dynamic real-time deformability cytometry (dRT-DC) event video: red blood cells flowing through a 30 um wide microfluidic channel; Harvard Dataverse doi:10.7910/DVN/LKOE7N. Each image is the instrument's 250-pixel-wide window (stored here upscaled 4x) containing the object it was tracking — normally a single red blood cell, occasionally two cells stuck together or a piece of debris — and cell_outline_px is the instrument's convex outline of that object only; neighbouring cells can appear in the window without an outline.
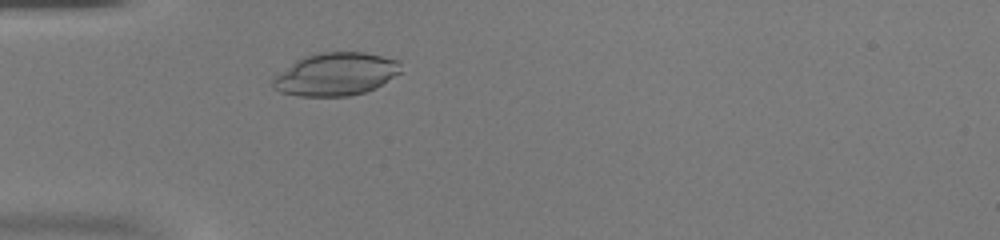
{"species": "common noctule bat (a hibernating species)", "species_latin": "Nyctalus noctula", "temperature_condition": "warm", "stored_images_in_passage": 43, "camera_frame_rate_fps": 3000, "um_per_image_px": 0.085, "animal": {"sex": "female", "body_mass_g": 20.0, "forearm_length_mm": 54.0}, "frame": {"image": 1, "passage_image": 7, "time_ms": 2.0, "image_size_px": [1000, 240], "cell_outline_px": [[404, 72], [376, 88], [364, 92], [348, 96], [296, 96], [280, 92], [272, 88], [272, 76], [296, 60], [304, 56], [320, 52], [364, 52], [400, 60]], "centroid_in_image_um": [28.56, 6.3], "position_along_channel_um": 56.4, "area_um2": 32.6}}
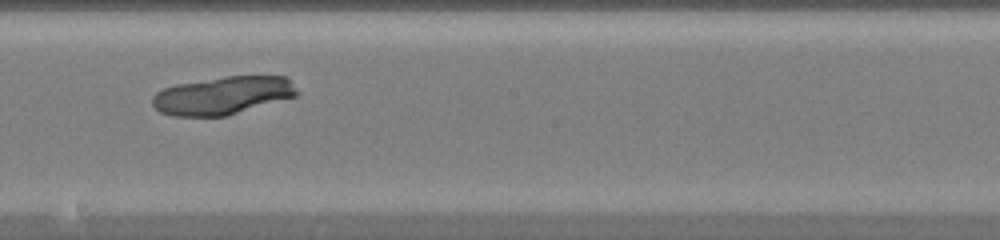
{"frame": {"image": 2, "passage_image": 21, "time_ms": 6.667, "image_size_px": [1000, 240], "cell_outline_px": [[300, 92], [296, 96], [228, 116], [172, 116], [160, 112], [152, 104], [152, 96], [156, 92], [164, 88], [176, 84], [228, 76], [288, 76]], "centroid_in_image_um": [18.96, 8.12], "position_along_channel_um": 229.2, "area_um2": 32.19}}
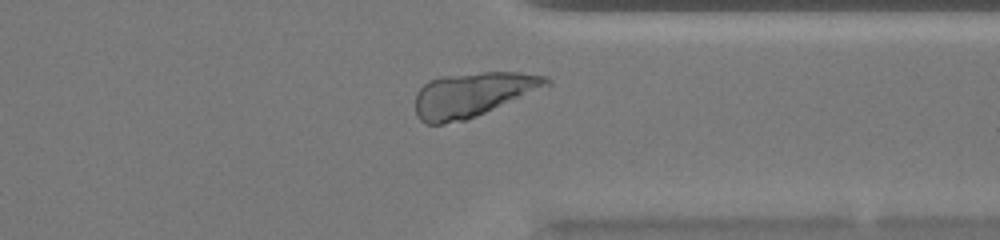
{"frame": {"image": 3, "passage_image": 32, "time_ms": 10.333, "image_size_px": [1000, 240], "cell_outline_px": [[552, 84], [476, 116], [464, 120], [444, 124], [424, 124], [416, 116], [416, 92], [428, 80], [440, 76], [480, 72], [520, 72], [548, 76], [552, 80]], "centroid_in_image_um": [40.16, 8.02], "position_along_channel_um": 371.2, "area_um2": 33.99}}